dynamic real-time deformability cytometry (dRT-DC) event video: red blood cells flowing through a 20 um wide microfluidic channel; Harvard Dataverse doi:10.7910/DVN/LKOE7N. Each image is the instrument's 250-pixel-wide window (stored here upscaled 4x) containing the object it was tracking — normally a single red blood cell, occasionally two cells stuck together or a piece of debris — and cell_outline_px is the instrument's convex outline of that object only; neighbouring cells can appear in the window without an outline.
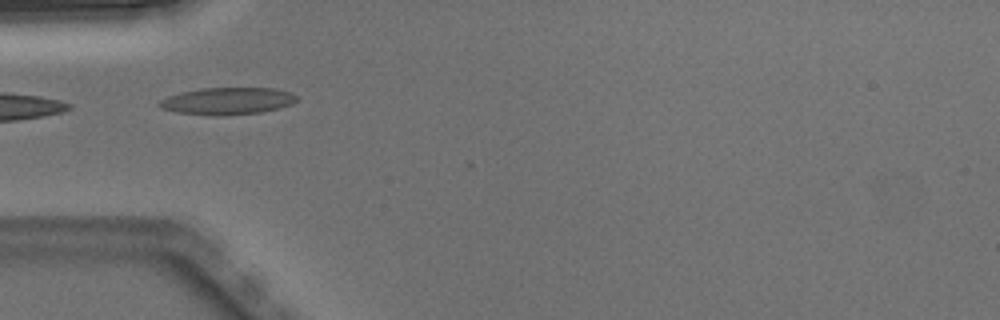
{"species": "Egyptian fruit bat (a non-hibernating species)", "species_latin": "Rousettus aegyptiacus", "temperature_condition": "warm", "stored_images_in_passage": 1, "camera_frame_rate_fps": 3000, "um_per_image_px": 0.085, "animal": {"sex": "male"}, "frame": {"image": 1, "passage_image": 1, "time_ms": 0.0, "image_size_px": [1000, 320], "cell_outline_px": [[296, 100], [292, 104], [280, 108], [260, 112], [216, 116], [176, 112], [160, 108], [156, 104], [160, 100], [168, 96], [200, 88], [276, 88], [292, 92], [296, 96]], "centroid_in_image_um": [19.33, 8.58], "position_along_channel_um": 65.7, "area_um2": 21.68}}